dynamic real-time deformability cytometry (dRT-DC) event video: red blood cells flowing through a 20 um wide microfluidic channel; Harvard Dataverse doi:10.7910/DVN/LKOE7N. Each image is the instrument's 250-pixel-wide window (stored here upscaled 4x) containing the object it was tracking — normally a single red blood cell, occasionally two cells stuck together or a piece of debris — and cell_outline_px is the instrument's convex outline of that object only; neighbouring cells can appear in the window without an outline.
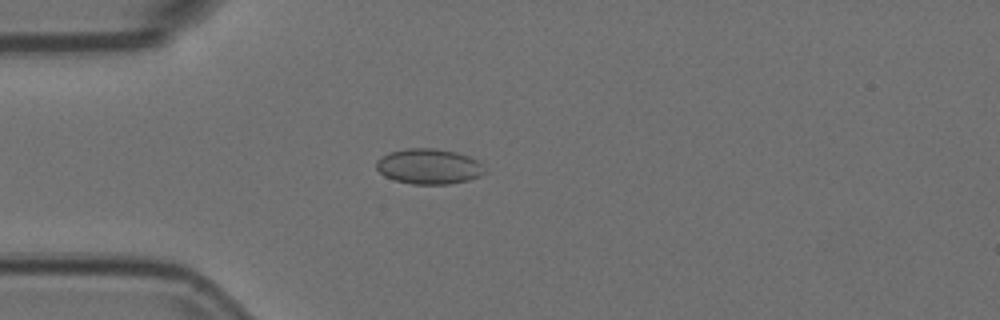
{"species": "Egyptian fruit bat (a non-hibernating species)", "species_latin": "Rousettus aegyptiacus", "temperature_condition": "room temperature", "stored_images_in_passage": 1, "camera_frame_rate_fps": 3000, "um_per_image_px": 0.085, "animal": {"sex": "female"}, "frame": {"image": 1, "passage_image": 1, "time_ms": 0.0, "image_size_px": [1000, 320], "cell_outline_px": [[488, 172], [480, 176], [468, 180], [448, 184], [412, 184], [396, 180], [384, 176], [376, 168], [376, 160], [388, 152], [408, 148], [436, 148], [456, 152], [468, 156], [476, 160]], "centroid_in_image_um": [36.45, 14.14], "position_along_channel_um": 48.6, "area_um2": 22.37}}